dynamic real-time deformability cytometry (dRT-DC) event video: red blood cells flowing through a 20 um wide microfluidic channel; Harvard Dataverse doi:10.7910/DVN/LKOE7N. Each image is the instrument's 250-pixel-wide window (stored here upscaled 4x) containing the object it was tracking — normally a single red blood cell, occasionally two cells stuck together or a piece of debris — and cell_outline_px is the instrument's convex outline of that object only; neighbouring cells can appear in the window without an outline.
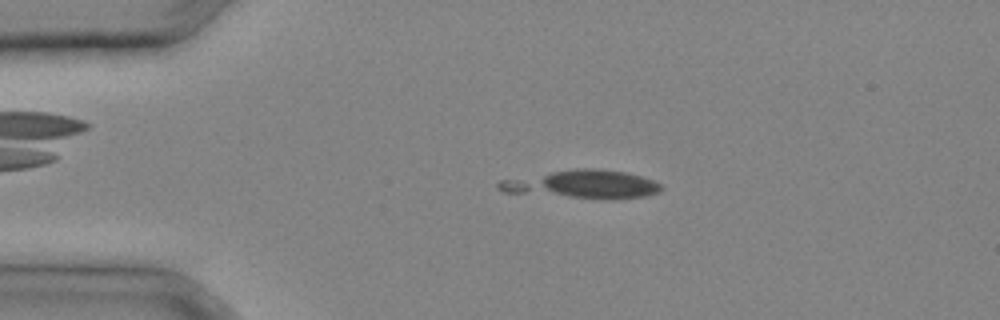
{"species": "common noctule bat (a hibernating species)", "species_latin": "Nyctalus noctula", "temperature_condition": "cold", "stored_images_in_passage": 29, "camera_frame_rate_fps": 3000, "um_per_image_px": 0.085, "animal": {"sex": "male", "body_mass_g": 20.4}, "frame": {"image": 1, "passage_image": 5, "time_ms": 1.333, "image_size_px": [1000, 320], "cell_outline_px": [[664, 188], [660, 192], [644, 196], [612, 200], [604, 200], [504, 192], [496, 188], [496, 184], [500, 180], [576, 168], [596, 168], [628, 172], [652, 180], [660, 184]], "centroid_in_image_um": [49.54, 15.68], "position_along_channel_um": 35.5, "area_um2": 27.05}}